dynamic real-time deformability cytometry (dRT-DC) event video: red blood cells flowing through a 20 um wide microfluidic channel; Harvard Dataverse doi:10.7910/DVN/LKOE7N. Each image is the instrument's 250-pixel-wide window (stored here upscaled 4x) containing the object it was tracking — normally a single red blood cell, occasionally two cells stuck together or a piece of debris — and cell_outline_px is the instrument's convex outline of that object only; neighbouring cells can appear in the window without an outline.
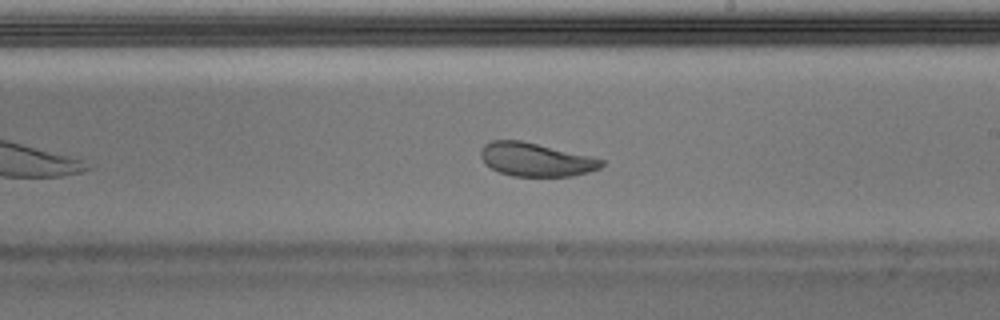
{"species": "Egyptian fruit bat (a non-hibernating species)", "species_latin": "Rousettus aegyptiacus", "temperature_condition": "warm", "stored_images_in_passage": 33, "camera_frame_rate_fps": 3000, "um_per_image_px": 0.085, "animal": {"sex": "male"}, "frame": {"image": 1, "passage_image": 19, "time_ms": 6.0, "image_size_px": [1000, 320], "cell_outline_px": [[604, 164], [600, 168], [588, 172], [572, 176], [512, 176], [500, 172], [484, 164], [480, 156], [480, 152], [484, 144], [492, 140], [520, 140], [592, 156], [604, 160]], "centroid_in_image_um": [45.54, 13.56], "position_along_channel_um": 243.5, "area_um2": 23.58}, "authors_computed_cell_mechanics": {"area_um2": 25.3164, "velocity_mm_per_s": 3.9432, "shape_relaxation_time_tau1_ms": 3.3717, "shape_relaxation_time_tau2_ms": 0.9467, "deformation_change_tau1": 0.147, "deformation_change_tau2": 0.0547}}